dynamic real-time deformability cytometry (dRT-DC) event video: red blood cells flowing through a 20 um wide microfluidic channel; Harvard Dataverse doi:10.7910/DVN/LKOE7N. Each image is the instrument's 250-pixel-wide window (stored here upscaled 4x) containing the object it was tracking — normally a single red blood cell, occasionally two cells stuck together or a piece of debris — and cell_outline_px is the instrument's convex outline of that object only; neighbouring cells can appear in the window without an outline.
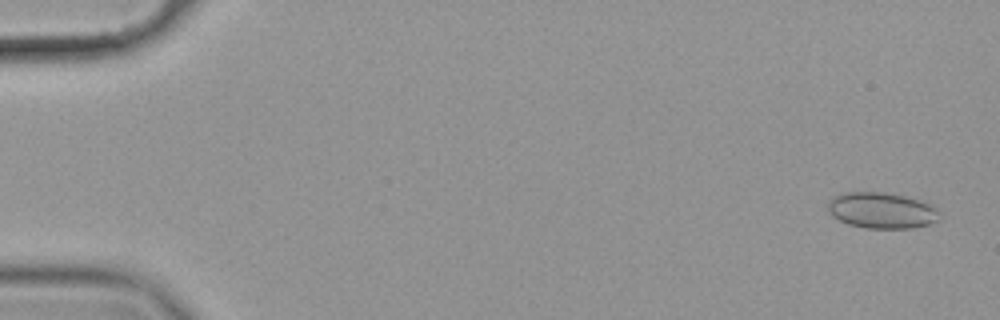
{"species": "common noctule bat (a hibernating species)", "species_latin": "Nyctalus noctula", "temperature_condition": "cold", "stored_images_in_passage": 58, "camera_frame_rate_fps": 3000, "um_per_image_px": 0.085, "animal": {"sex": "female", "body_mass_g": 19.9}, "frame": {"image": 1, "passage_image": 3, "time_ms": 0.667, "image_size_px": [1000, 320], "cell_outline_px": [[936, 220], [928, 224], [912, 228], [864, 228], [848, 224], [832, 216], [828, 212], [828, 200], [832, 196], [844, 192], [884, 192], [908, 196], [932, 204], [936, 208]], "centroid_in_image_um": [74.88, 17.87], "position_along_channel_um": 10.1, "area_um2": 23.47}}
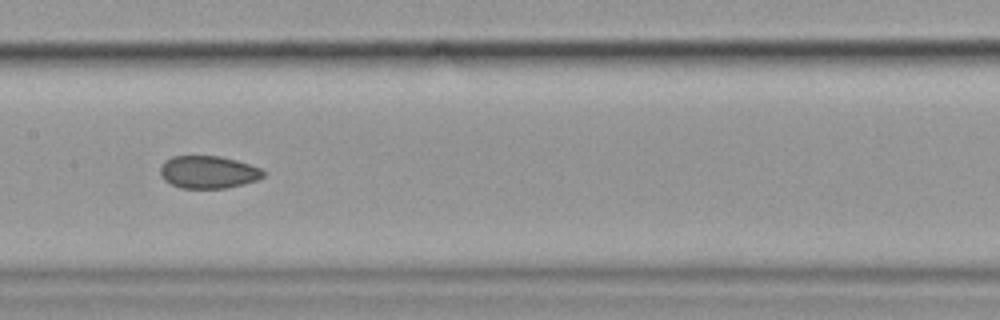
{"frame": {"image": 2, "passage_image": 30, "time_ms": 9.667, "image_size_px": [1000, 320], "cell_outline_px": [[268, 172], [264, 176], [256, 180], [244, 184], [224, 188], [180, 188], [164, 180], [160, 172], [160, 168], [164, 160], [172, 156], [220, 156], [236, 160], [260, 168]], "centroid_in_image_um": [17.71, 14.62], "position_along_channel_um": 189.7, "area_um2": 19.59}}
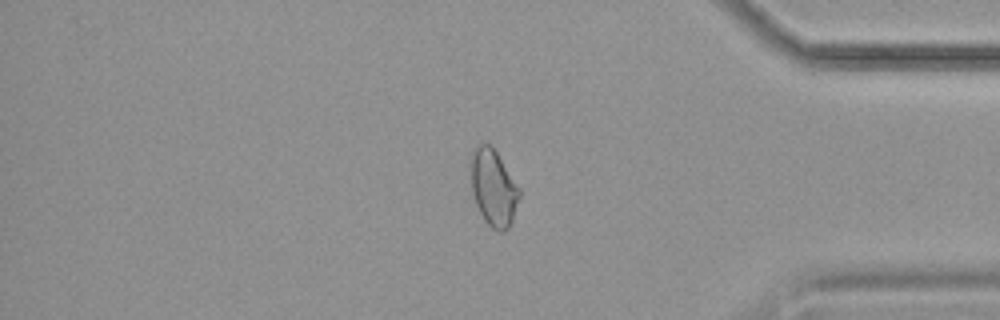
{"frame": {"image": 3, "passage_image": 49, "time_ms": 16.0, "image_size_px": [1000, 320], "cell_outline_px": [[520, 196], [512, 220], [508, 228], [504, 232], [500, 232], [492, 228], [484, 220], [476, 204], [472, 192], [468, 160], [472, 148], [480, 144], [492, 144], [520, 188]], "centroid_in_image_um": [41.91, 15.9], "position_along_channel_um": 393.3, "area_um2": 22.2}, "authors_computed_cell_mechanics": {"area_um2": 21.1259, "velocity_mm_per_s": 3.5435, "shape_relaxation_time_tau1_ms": null, "shape_relaxation_time_tau2_ms": 2.4228, "deformation_change_tau1": null, "deformation_change_tau2": 0.0628}}